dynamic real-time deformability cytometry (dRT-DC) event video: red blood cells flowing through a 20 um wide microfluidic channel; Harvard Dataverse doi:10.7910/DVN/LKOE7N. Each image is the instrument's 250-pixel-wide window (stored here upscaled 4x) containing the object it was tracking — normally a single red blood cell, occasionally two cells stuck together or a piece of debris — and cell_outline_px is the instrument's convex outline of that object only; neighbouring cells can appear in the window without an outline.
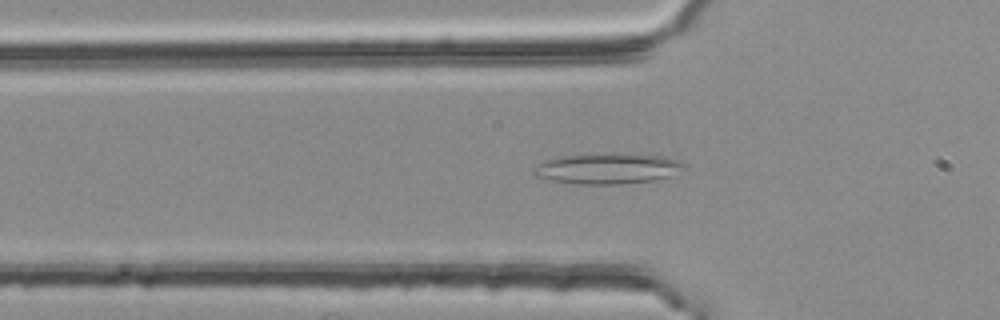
{"species": "common noctule bat (a hibernating species)", "species_latin": "Nyctalus noctula", "temperature_condition": "room temperature", "stored_images_in_passage": 46, "camera_frame_rate_fps": 3000, "um_per_image_px": 0.085, "animal": {"sex": "female", "body_mass_g": 25.1}, "frame": {"image": 1, "passage_image": 17, "time_ms": 5.333, "image_size_px": [1000, 320], "cell_outline_px": [[680, 164], [668, 176], [656, 180], [620, 184], [580, 184], [552, 180], [536, 176], [532, 172], [532, 168], [544, 160], [560, 156], [664, 156], [676, 160]], "centroid_in_image_um": [51.46, 14.38], "position_along_channel_um": 74.3, "area_um2": 25.03}}
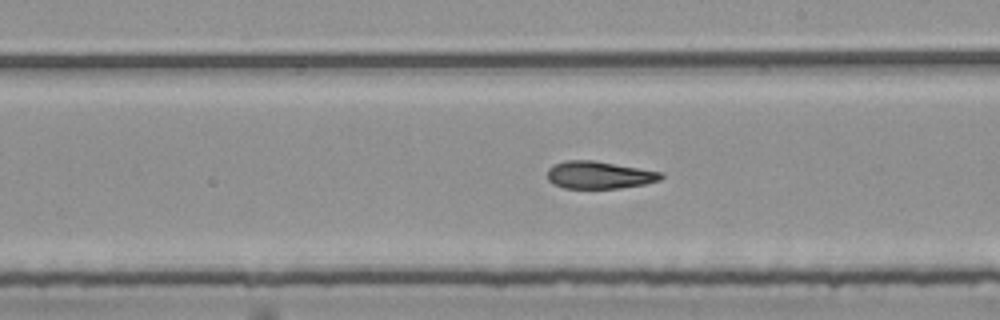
{"frame": {"image": 2, "passage_image": 30, "time_ms": 9.667, "image_size_px": [1000, 320], "cell_outline_px": [[664, 176], [660, 180], [644, 184], [620, 188], [564, 188], [548, 180], [548, 168], [556, 164], [568, 160], [592, 160], [664, 172]], "centroid_in_image_um": [50.97, 14.87], "position_along_channel_um": 238.0, "area_um2": 18.03}}
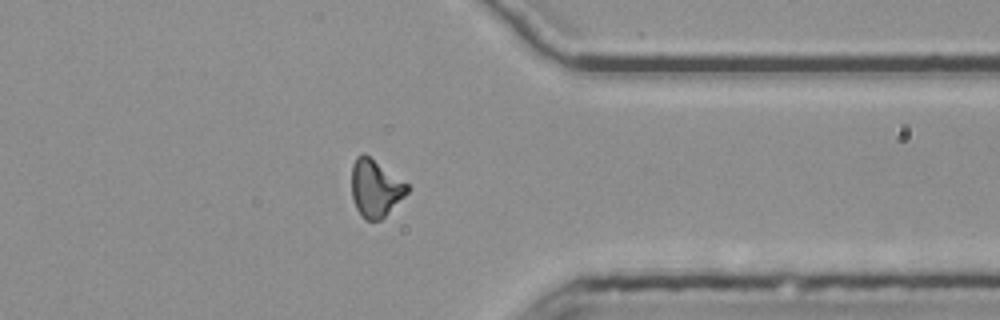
{"frame": {"image": 3, "passage_image": 42, "time_ms": 13.667, "image_size_px": [1000, 320], "cell_outline_px": [[412, 188], [380, 220], [364, 220], [356, 208], [352, 196], [352, 164], [356, 156], [364, 152], [408, 184]], "centroid_in_image_um": [31.9, 15.98], "position_along_channel_um": 379.5, "area_um2": 18.5}, "authors_computed_cell_mechanics": {"area_um2": 18.9584, "velocity_mm_per_s": 3.7635, "shape_relaxation_time_tau1_ms": null, "shape_relaxation_time_tau2_ms": 7.2659, "deformation_change_tau1": null, "deformation_change_tau2": 0.1542}}